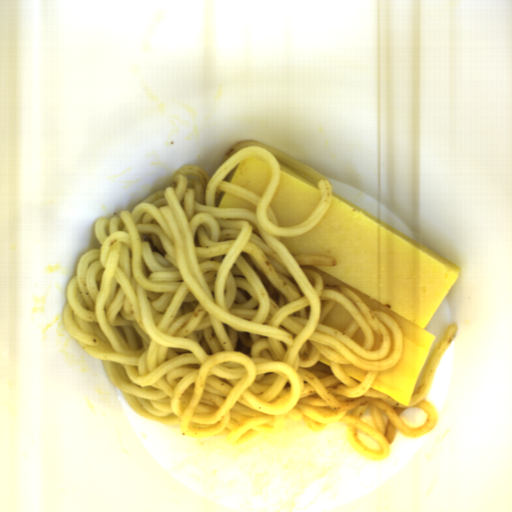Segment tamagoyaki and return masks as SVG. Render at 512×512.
Wrapping results in <instances>:
<instances>
[{
	"mask_svg": "<svg viewBox=\"0 0 512 512\" xmlns=\"http://www.w3.org/2000/svg\"><path fill=\"white\" fill-rule=\"evenodd\" d=\"M291 256H325L335 266H301L324 286L346 287L399 327L402 355L378 371L371 386L409 406L436 336L426 330L461 268L405 236L331 190L328 210L316 225L280 237Z\"/></svg>",
	"mask_w": 512,
	"mask_h": 512,
	"instance_id": "tamagoyaki-1",
	"label": "tamagoyaki"
},
{
	"mask_svg": "<svg viewBox=\"0 0 512 512\" xmlns=\"http://www.w3.org/2000/svg\"><path fill=\"white\" fill-rule=\"evenodd\" d=\"M280 178L269 209L280 228L304 222L321 201L322 190L294 168L280 162Z\"/></svg>",
	"mask_w": 512,
	"mask_h": 512,
	"instance_id": "tamagoyaki-2",
	"label": "tamagoyaki"
},
{
	"mask_svg": "<svg viewBox=\"0 0 512 512\" xmlns=\"http://www.w3.org/2000/svg\"><path fill=\"white\" fill-rule=\"evenodd\" d=\"M272 175V166L256 155L235 165L226 182L243 187L261 198L272 180Z\"/></svg>",
	"mask_w": 512,
	"mask_h": 512,
	"instance_id": "tamagoyaki-3",
	"label": "tamagoyaki"
},
{
	"mask_svg": "<svg viewBox=\"0 0 512 512\" xmlns=\"http://www.w3.org/2000/svg\"><path fill=\"white\" fill-rule=\"evenodd\" d=\"M355 317L348 311V309L336 303L329 313L324 317L321 323L330 327L338 329L343 333L355 321Z\"/></svg>",
	"mask_w": 512,
	"mask_h": 512,
	"instance_id": "tamagoyaki-4",
	"label": "tamagoyaki"
},
{
	"mask_svg": "<svg viewBox=\"0 0 512 512\" xmlns=\"http://www.w3.org/2000/svg\"><path fill=\"white\" fill-rule=\"evenodd\" d=\"M217 208H247L256 213V205L249 199L236 195L230 191H221L216 202Z\"/></svg>",
	"mask_w": 512,
	"mask_h": 512,
	"instance_id": "tamagoyaki-5",
	"label": "tamagoyaki"
},
{
	"mask_svg": "<svg viewBox=\"0 0 512 512\" xmlns=\"http://www.w3.org/2000/svg\"><path fill=\"white\" fill-rule=\"evenodd\" d=\"M340 366L345 374L355 378L356 380H358L360 382L365 379V377L368 373V371L366 369L358 367L352 363L347 364V365H340Z\"/></svg>",
	"mask_w": 512,
	"mask_h": 512,
	"instance_id": "tamagoyaki-6",
	"label": "tamagoyaki"
},
{
	"mask_svg": "<svg viewBox=\"0 0 512 512\" xmlns=\"http://www.w3.org/2000/svg\"><path fill=\"white\" fill-rule=\"evenodd\" d=\"M318 361L331 368L332 362L320 354Z\"/></svg>",
	"mask_w": 512,
	"mask_h": 512,
	"instance_id": "tamagoyaki-7",
	"label": "tamagoyaki"
}]
</instances>
